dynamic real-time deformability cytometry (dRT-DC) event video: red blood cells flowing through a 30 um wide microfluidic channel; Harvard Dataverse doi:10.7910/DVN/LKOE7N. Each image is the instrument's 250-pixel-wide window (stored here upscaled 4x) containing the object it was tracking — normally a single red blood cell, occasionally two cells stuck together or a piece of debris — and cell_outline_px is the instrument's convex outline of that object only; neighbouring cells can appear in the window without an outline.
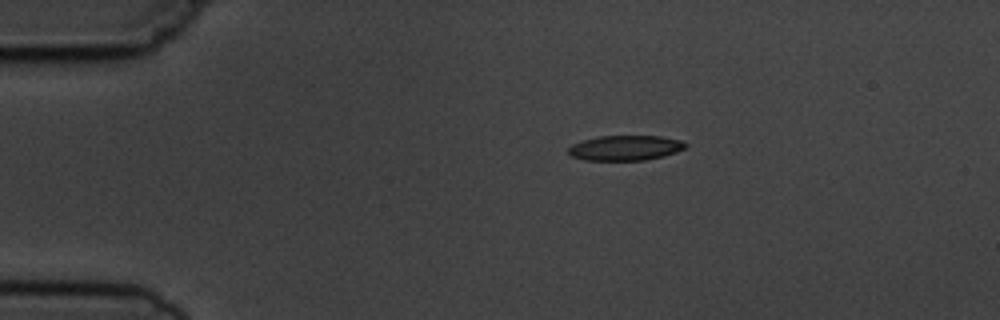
{"species": "common noctule bat (a hibernating species)", "species_latin": "Nyctalus noctula", "temperature_condition": "cold", "stored_images_in_passage": 4, "camera_frame_rate_fps": 3000, "um_per_image_px": 0.085, "animal": {"sex": "male", "body_mass_g": 19.5, "forearm_length_mm": 54.6}, "frame": {"image": 1, "passage_image": 1, "time_ms": 0.0, "image_size_px": [1000, 320], "cell_outline_px": [[688, 144], [684, 148], [676, 152], [664, 156], [644, 160], [584, 160], [572, 156], [568, 152], [568, 148], [572, 144], [584, 140], [600, 136], [660, 136], [680, 140]], "centroid_in_image_um": [53.15, 12.57], "position_along_channel_um": 31.8, "area_um2": 16.99}}
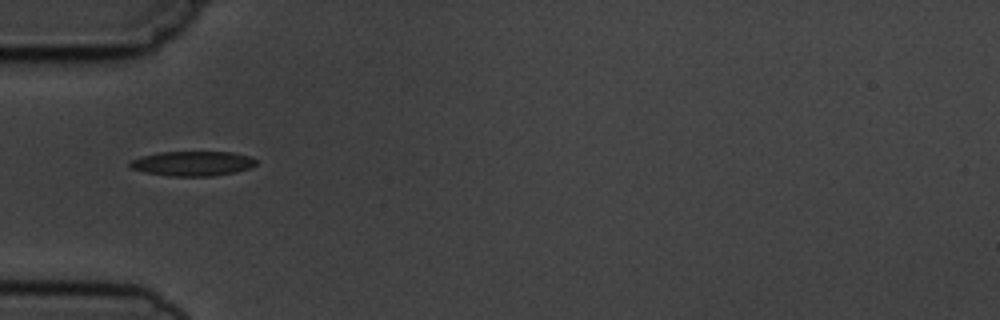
{"frame": {"image": 2, "passage_image": 3, "time_ms": 2.333, "image_size_px": [1000, 320], "cell_outline_px": [[256, 164], [248, 168], [236, 172], [212, 176], [168, 176], [144, 172], [128, 168], [128, 164], [132, 160], [140, 156], [160, 152], [232, 152], [248, 156], [256, 160]], "centroid_in_image_um": [16.31, 13.9], "position_along_channel_um": 68.7, "area_um2": 18.21}}
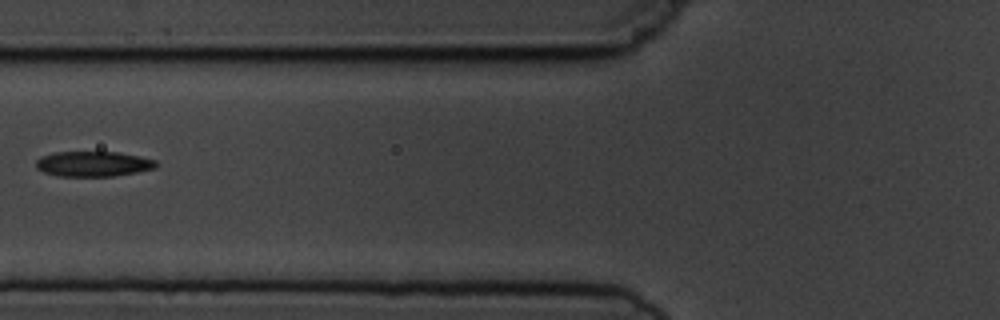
{"frame": {"image": 3, "passage_image": 4, "time_ms": 3.667, "image_size_px": [1000, 320], "cell_outline_px": [[156, 168], [136, 172], [112, 176], [60, 176], [44, 172], [36, 168], [36, 160], [40, 156], [56, 152], [116, 152], [140, 156], [156, 160]], "centroid_in_image_um": [7.91, 13.93], "position_along_channel_um": 117.9, "area_um2": 17.57}}